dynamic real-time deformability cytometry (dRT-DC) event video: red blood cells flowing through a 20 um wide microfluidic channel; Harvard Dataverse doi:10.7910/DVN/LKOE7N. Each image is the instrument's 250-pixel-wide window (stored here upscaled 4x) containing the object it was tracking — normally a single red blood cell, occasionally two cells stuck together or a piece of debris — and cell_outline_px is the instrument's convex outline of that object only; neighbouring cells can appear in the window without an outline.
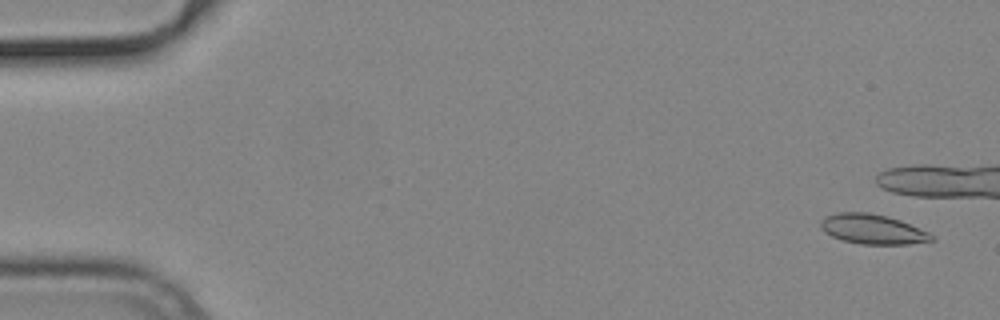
{"species": "common noctule bat (a hibernating species)", "species_latin": "Nyctalus noctula", "temperature_condition": "cold", "stored_images_in_passage": 12, "camera_frame_rate_fps": 3000, "um_per_image_px": 0.085, "animal": {"sex": "male", "body_mass_g": 19.2, "forearm_length_mm": 51.8}, "frame": {"image": 1, "passage_image": 3, "time_ms": 0.667, "image_size_px": [1000, 320], "cell_outline_px": [[936, 240], [908, 244], [860, 244], [844, 240], [832, 236], [824, 232], [820, 228], [820, 220], [824, 216], [840, 212], [868, 212], [888, 216], [900, 220], [928, 232]], "centroid_in_image_um": [74.14, 19.47], "position_along_channel_um": 10.9, "area_um2": 19.25}}